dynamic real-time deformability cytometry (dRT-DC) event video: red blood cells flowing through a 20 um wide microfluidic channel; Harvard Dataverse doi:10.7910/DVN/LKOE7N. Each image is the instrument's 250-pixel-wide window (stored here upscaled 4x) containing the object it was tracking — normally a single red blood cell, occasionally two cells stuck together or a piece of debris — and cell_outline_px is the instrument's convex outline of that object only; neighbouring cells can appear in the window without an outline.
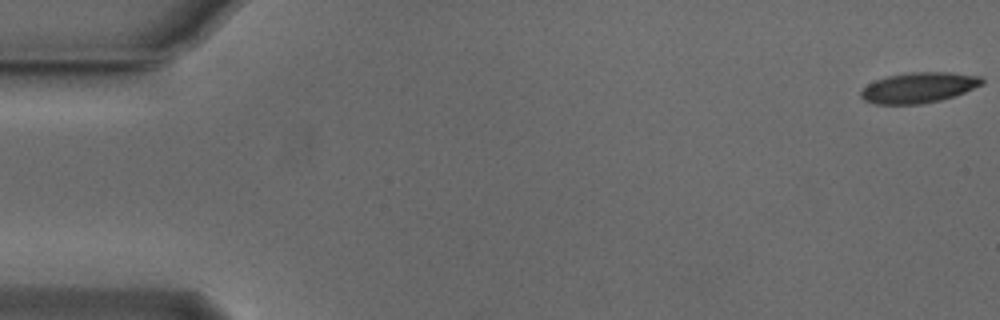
{"species": "Egyptian fruit bat (a non-hibernating species)", "species_latin": "Rousettus aegyptiacus", "temperature_condition": "cold", "stored_images_in_passage": 6, "camera_frame_rate_fps": 3000, "um_per_image_px": 0.085, "animal": {"sex": "male"}, "frame": {"image": 1, "passage_image": 1, "time_ms": 0.0, "image_size_px": [1000, 320], "cell_outline_px": [[984, 84], [956, 96], [940, 100], [920, 104], [876, 104], [864, 100], [860, 96], [860, 92], [868, 84], [876, 80], [888, 76], [912, 72], [948, 72], [980, 76], [984, 80]], "centroid_in_image_um": [78.12, 7.45], "position_along_channel_um": 6.9, "area_um2": 21.5}}